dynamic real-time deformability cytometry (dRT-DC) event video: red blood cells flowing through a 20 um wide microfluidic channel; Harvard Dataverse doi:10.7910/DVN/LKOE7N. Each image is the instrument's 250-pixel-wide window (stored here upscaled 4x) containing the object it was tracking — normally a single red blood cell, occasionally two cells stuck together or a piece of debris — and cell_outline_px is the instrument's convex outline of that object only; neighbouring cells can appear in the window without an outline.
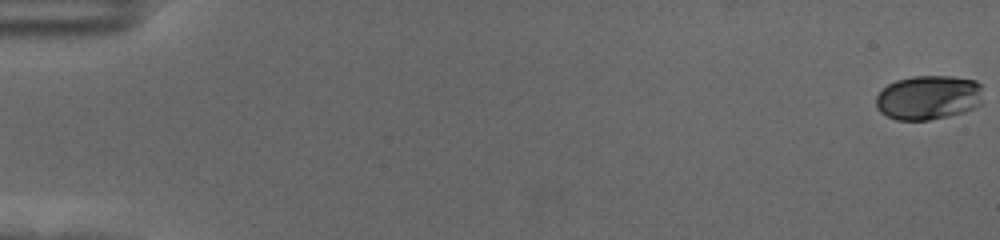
{"species": "human", "species_latin": "Homo sapiens", "temperature_condition": "cold", "stored_images_in_passage": 59, "camera_frame_rate_fps": 3000, "um_per_image_px": 0.085, "donor": {"sex": "female"}, "frame": {"image": 1, "passage_image": 1, "time_ms": 0.0, "image_size_px": [1000, 240], "cell_outline_px": [[980, 104], [964, 112], [948, 116], [928, 120], [896, 120], [880, 112], [876, 108], [876, 96], [888, 84], [896, 80], [912, 76], [952, 76], [976, 80], [980, 84]], "centroid_in_image_um": [78.88, 8.28], "position_along_channel_um": 6.1, "area_um2": 27.63}}
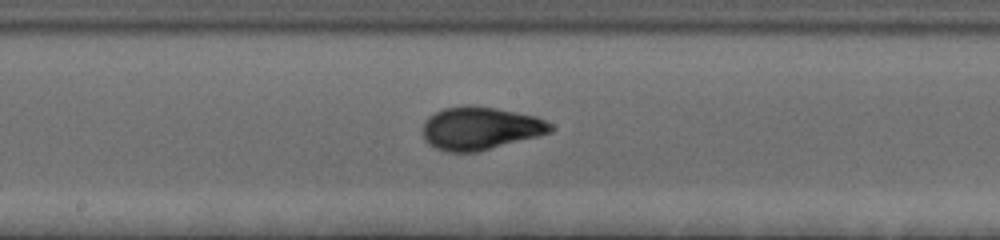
{"frame": {"image": 2, "passage_image": 33, "time_ms": 10.667, "image_size_px": [1000, 240], "cell_outline_px": [[556, 128], [552, 132], [540, 136], [476, 152], [448, 152], [436, 148], [428, 144], [424, 140], [424, 120], [428, 116], [444, 108], [464, 104], [468, 104], [496, 108], [536, 116], [552, 124]], "centroid_in_image_um": [40.84, 10.9], "position_along_channel_um": 207.4, "area_um2": 32.25}}
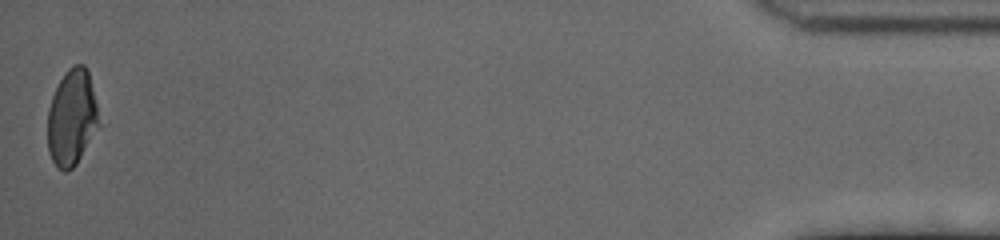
{"frame": {"image": 3, "passage_image": 59, "time_ms": 19.333, "image_size_px": [1000, 240], "cell_outline_px": [[100, 124], [76, 164], [72, 168], [64, 172], [56, 168], [48, 152], [48, 108], [52, 96], [64, 72], [72, 64], [84, 64], [88, 72], [96, 104]], "centroid_in_image_um": [6.09, 10.0], "position_along_channel_um": 429.1, "area_um2": 28.61}, "authors_computed_cell_mechanics": {"area_um2": 29.8826, "velocity_mm_per_s": 3.5386, "shape_relaxation_time_tau1_ms": 4.0454, "shape_relaxation_time_tau2_ms": null, "deformation_change_tau1": 0.1485, "deformation_change_tau2": null}}